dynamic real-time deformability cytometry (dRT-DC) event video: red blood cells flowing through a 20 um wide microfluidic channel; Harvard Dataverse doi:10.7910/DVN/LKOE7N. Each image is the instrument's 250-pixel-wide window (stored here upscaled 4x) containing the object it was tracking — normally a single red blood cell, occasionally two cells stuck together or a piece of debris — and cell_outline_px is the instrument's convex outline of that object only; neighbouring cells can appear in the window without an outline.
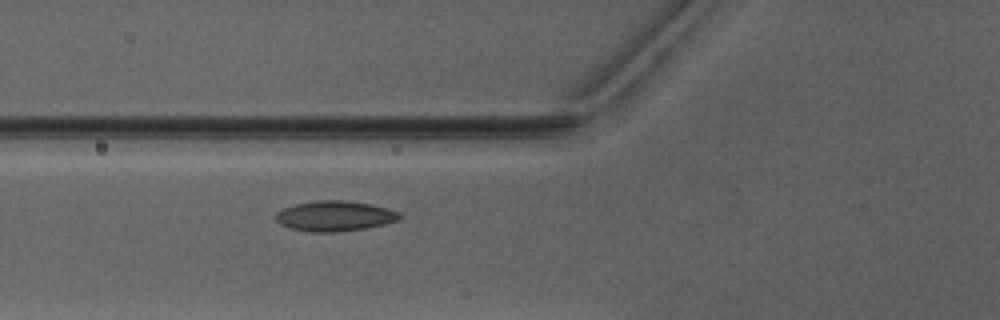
{"species": "Egyptian fruit bat (a non-hibernating species)", "species_latin": "Rousettus aegyptiacus", "temperature_condition": "warm", "stored_images_in_passage": 6, "camera_frame_rate_fps": 3000, "um_per_image_px": 0.085, "animal": {"sex": "male"}, "frame": {"image": 1, "passage_image": 6, "time_ms": 6.667, "image_size_px": [1000, 320], "cell_outline_px": [[404, 216], [400, 220], [384, 224], [364, 228], [336, 232], [312, 232], [292, 228], [280, 224], [276, 220], [276, 212], [284, 208], [296, 204], [316, 200], [344, 200], [372, 204], [388, 208], [400, 212]], "centroid_in_image_um": [28.51, 18.35], "position_along_channel_um": 97.3, "area_um2": 21.91}}